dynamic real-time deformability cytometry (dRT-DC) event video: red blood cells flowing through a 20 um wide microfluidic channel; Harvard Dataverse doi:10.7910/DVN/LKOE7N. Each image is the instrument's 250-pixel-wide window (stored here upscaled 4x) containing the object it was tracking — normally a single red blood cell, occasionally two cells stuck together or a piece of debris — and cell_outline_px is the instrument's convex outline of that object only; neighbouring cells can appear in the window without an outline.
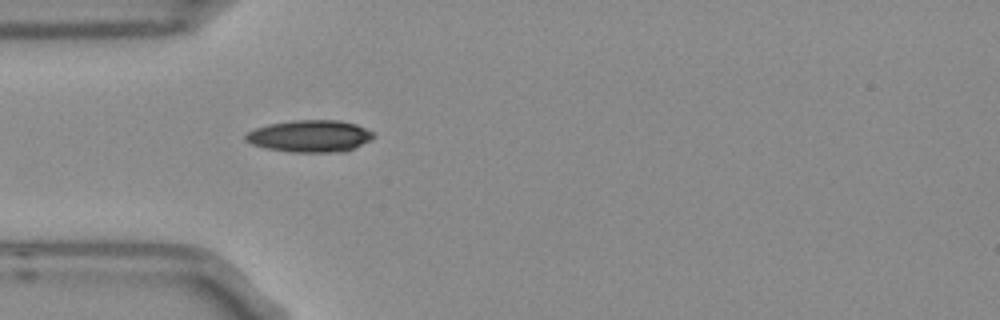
{"species": "Egyptian fruit bat (a non-hibernating species)", "species_latin": "Rousettus aegyptiacus", "temperature_condition": "room temperature", "stored_images_in_passage": 1, "camera_frame_rate_fps": 3000, "um_per_image_px": 0.085, "frame": {"image": 1, "passage_image": 1, "time_ms": 0.0, "image_size_px": [1000, 320], "cell_outline_px": [[376, 136], [372, 140], [344, 152], [292, 152], [264, 148], [252, 144], [244, 140], [244, 136], [248, 132], [256, 128], [268, 124], [292, 120], [340, 120], [356, 124], [372, 132]], "centroid_in_image_um": [26.34, 11.57], "position_along_channel_um": 58.7, "area_um2": 23.99}}